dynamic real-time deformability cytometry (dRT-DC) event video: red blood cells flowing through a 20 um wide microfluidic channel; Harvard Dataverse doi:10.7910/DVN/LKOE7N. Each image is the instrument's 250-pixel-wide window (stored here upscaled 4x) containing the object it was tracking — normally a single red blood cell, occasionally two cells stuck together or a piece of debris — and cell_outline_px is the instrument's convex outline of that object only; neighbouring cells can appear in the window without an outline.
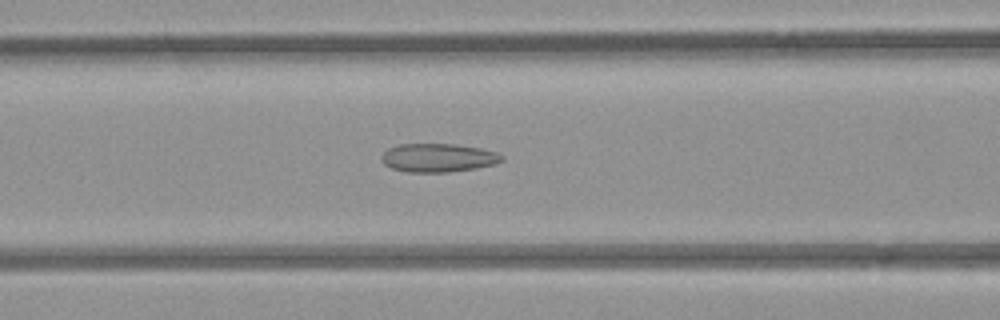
{"species": "common noctule bat (a hibernating species)", "species_latin": "Nyctalus noctula", "temperature_condition": "room temperature", "stored_images_in_passage": 52, "camera_frame_rate_fps": 3000, "um_per_image_px": 0.085, "animal": {"sex": "female", "body_mass_g": 21.9}, "frame": {"image": 1, "passage_image": 21, "time_ms": 6.667, "image_size_px": [1000, 320], "cell_outline_px": [[504, 160], [496, 164], [476, 168], [448, 172], [408, 172], [392, 168], [384, 164], [380, 160], [380, 156], [388, 148], [400, 144], [456, 144], [480, 148], [500, 152], [504, 156]], "centroid_in_image_um": [37.27, 13.41], "position_along_channel_um": 129.3, "area_um2": 20.23}}
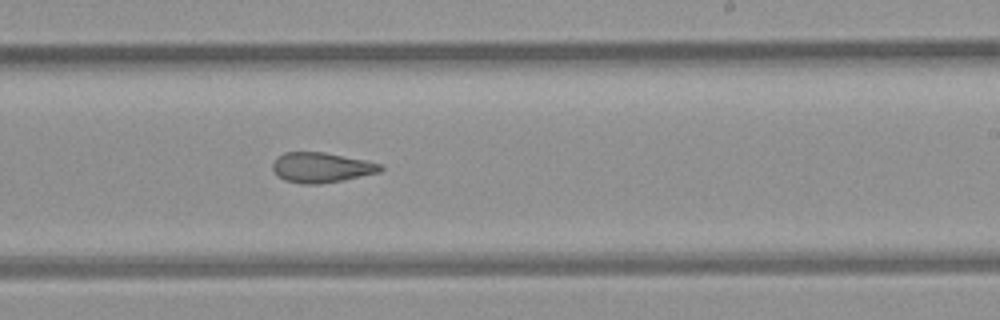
{"frame": {"image": 2, "passage_image": 31, "time_ms": 10.0, "image_size_px": [1000, 320], "cell_outline_px": [[384, 168], [380, 172], [344, 180], [320, 184], [300, 184], [284, 180], [276, 176], [272, 168], [272, 164], [276, 156], [284, 152], [324, 152], [384, 164]], "centroid_in_image_um": [27.29, 14.24], "position_along_channel_um": 261.7, "area_um2": 19.19}}
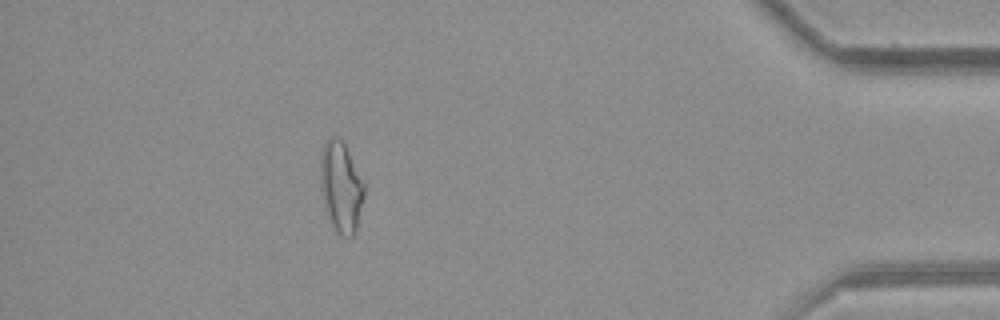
{"frame": {"image": 3, "passage_image": 46, "time_ms": 15.0, "image_size_px": [1000, 320], "cell_outline_px": [[364, 196], [356, 232], [352, 236], [340, 236], [336, 232], [328, 216], [324, 204], [320, 184], [320, 152], [324, 144], [332, 136], [336, 136], [344, 144], [364, 184]], "centroid_in_image_um": [28.97, 15.92], "position_along_channel_um": 406.2, "area_um2": 22.89}, "authors_computed_cell_mechanics": {"area_um2": 21.5883, "velocity_mm_per_s": 3.9706, "shape_relaxation_time_tau1_ms": null, "shape_relaxation_time_tau2_ms": 2.619, "deformation_change_tau1": null, "deformation_change_tau2": 0.1185}}